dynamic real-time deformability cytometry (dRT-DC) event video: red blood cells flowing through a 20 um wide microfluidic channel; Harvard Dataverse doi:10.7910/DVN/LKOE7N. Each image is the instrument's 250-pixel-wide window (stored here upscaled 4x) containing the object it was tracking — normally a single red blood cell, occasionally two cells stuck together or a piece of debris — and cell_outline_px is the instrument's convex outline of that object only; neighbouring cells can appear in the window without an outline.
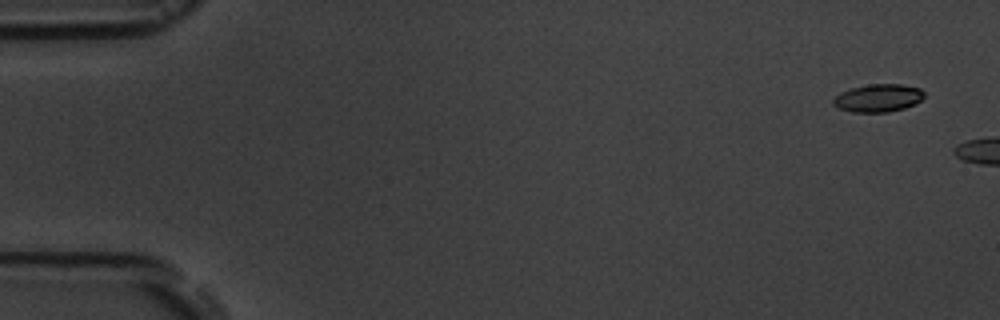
{"species": "common noctule bat (a hibernating species)", "species_latin": "Nyctalus noctula", "temperature_condition": "room temperature", "stored_images_in_passage": 2, "camera_frame_rate_fps": 3000, "um_per_image_px": 0.085, "animal": {"sex": "male", "body_mass_g": 19.5, "forearm_length_mm": 54.6}, "frame": {"image": 1, "passage_image": 1, "time_ms": 0.0, "image_size_px": [1000, 320], "cell_outline_px": [[924, 96], [916, 104], [904, 108], [888, 112], [852, 112], [840, 108], [832, 104], [832, 100], [840, 92], [852, 88], [868, 84], [900, 84], [920, 88], [924, 92]], "centroid_in_image_um": [74.65, 8.33], "position_along_channel_um": 10.4, "area_um2": 14.74}}